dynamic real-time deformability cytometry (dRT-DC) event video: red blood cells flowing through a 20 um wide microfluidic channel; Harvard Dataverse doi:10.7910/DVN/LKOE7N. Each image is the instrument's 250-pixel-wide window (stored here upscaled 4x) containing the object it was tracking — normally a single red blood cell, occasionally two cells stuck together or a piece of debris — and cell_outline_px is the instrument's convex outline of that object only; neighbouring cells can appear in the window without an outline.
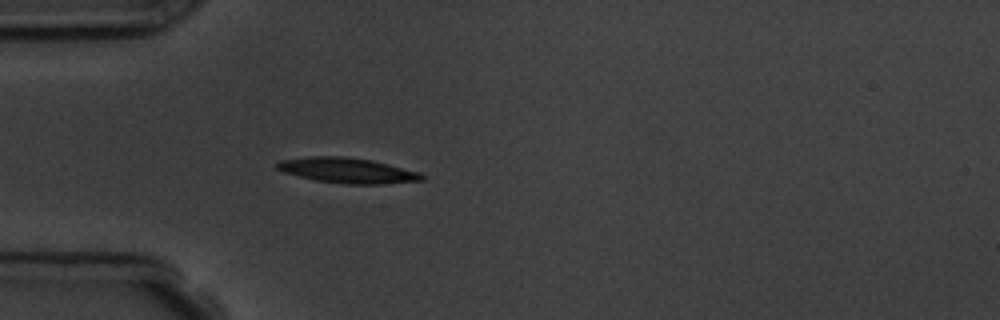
{"species": "common noctule bat (a hibernating species)", "species_latin": "Nyctalus noctula", "temperature_condition": "room temperature", "stored_images_in_passage": 5, "camera_frame_rate_fps": 3000, "um_per_image_px": 0.085, "animal": {"sex": "male", "body_mass_g": 19.5, "forearm_length_mm": 54.6}, "frame": {"image": 1, "passage_image": 5, "time_ms": 4.333, "image_size_px": [1000, 320], "cell_outline_px": [[424, 180], [380, 184], [344, 184], [316, 180], [284, 172], [276, 168], [276, 164], [280, 160], [312, 156], [344, 156], [372, 160], [420, 172], [424, 176]], "centroid_in_image_um": [29.54, 14.48], "position_along_channel_um": 55.5, "area_um2": 21.21}}